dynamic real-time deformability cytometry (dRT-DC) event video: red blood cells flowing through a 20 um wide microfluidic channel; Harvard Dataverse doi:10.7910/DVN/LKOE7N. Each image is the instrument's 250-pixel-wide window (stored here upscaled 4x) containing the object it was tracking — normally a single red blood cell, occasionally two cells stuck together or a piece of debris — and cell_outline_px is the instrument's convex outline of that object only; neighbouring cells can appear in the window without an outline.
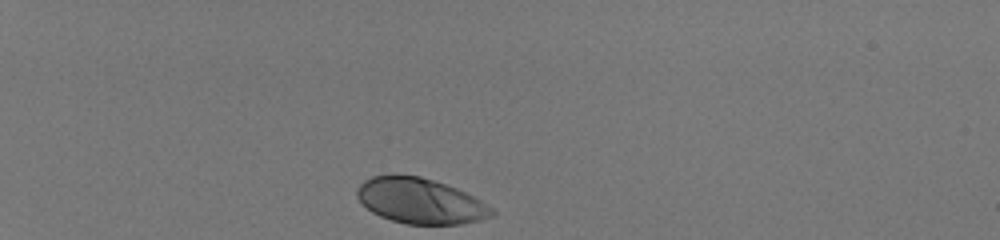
{"species": "human", "species_latin": "Homo sapiens", "temperature_condition": "room temperature", "stored_images_in_passage": 33, "camera_frame_rate_fps": 3000, "um_per_image_px": 0.085, "donor": {"sex": "male"}, "frame": {"image": 1, "passage_image": 1, "time_ms": 0.0, "image_size_px": [1000, 240], "cell_outline_px": [[496, 212], [492, 216], [480, 220], [460, 224], [404, 224], [380, 216], [372, 212], [356, 196], [356, 188], [364, 180], [372, 176], [420, 176], [456, 188], [480, 200], [492, 208]], "centroid_in_image_um": [35.72, 17.1], "position_along_channel_um": 49.3, "area_um2": 35.2}}
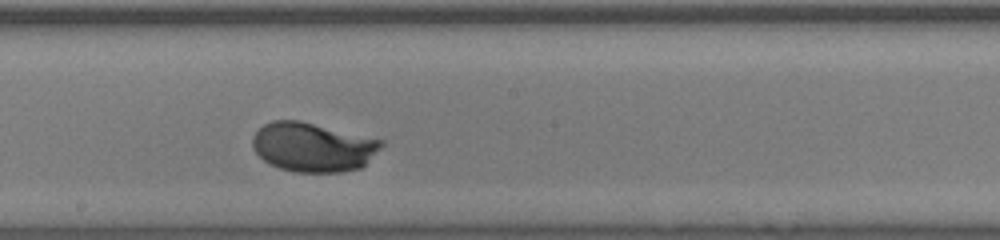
{"frame": {"image": 2, "passage_image": 19, "time_ms": 6.0, "image_size_px": [1000, 240], "cell_outline_px": [[384, 144], [360, 168], [344, 172], [296, 172], [280, 168], [264, 160], [256, 152], [252, 144], [252, 136], [264, 124], [272, 120], [300, 120], [384, 140]], "centroid_in_image_um": [26.59, 12.49], "position_along_channel_um": 221.6, "area_um2": 36.76}}
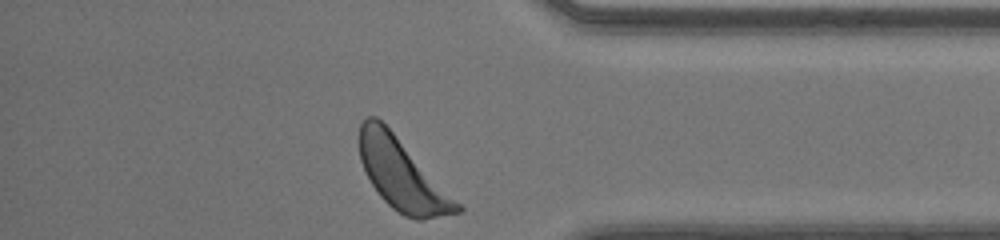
{"frame": {"image": 3, "passage_image": 33, "time_ms": 10.667, "image_size_px": [1000, 240], "cell_outline_px": [[464, 212], [420, 220], [416, 220], [404, 216], [392, 208], [380, 196], [372, 184], [360, 160], [360, 124], [368, 116], [376, 116], [392, 132], [464, 208]], "centroid_in_image_um": [34.18, 14.89], "position_along_channel_um": 401.0, "area_um2": 39.3}, "authors_computed_cell_mechanics": {"area_um2": 35.9516, "velocity_mm_per_s": 4.0327, "shape_relaxation_time_tau1_ms": 2.5416, "shape_relaxation_time_tau2_ms": null, "deformation_change_tau1": 0.169, "deformation_change_tau2": null}}